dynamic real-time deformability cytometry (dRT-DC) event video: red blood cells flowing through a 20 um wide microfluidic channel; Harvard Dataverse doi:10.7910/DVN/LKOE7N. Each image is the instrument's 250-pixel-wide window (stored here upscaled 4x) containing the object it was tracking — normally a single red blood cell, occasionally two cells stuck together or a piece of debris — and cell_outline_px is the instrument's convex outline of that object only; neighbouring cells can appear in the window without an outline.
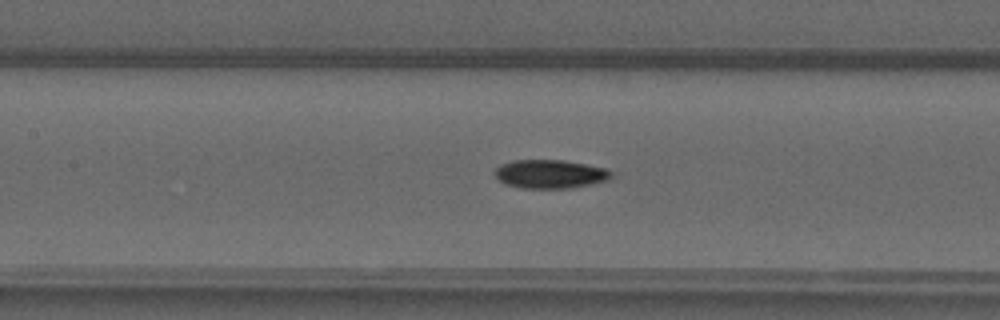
{"species": "common noctule bat (a hibernating species)", "species_latin": "Nyctalus noctula", "temperature_condition": "warm", "stored_images_in_passage": 49, "camera_frame_rate_fps": 3000, "um_per_image_px": 0.085, "animal": {"sex": "male", "forearm_length_mm": 52.5}, "frame": {"image": 1, "passage_image": 23, "time_ms": 7.333, "image_size_px": [1000, 320], "cell_outline_px": [[616, 172], [608, 180], [592, 184], [572, 188], [520, 188], [504, 184], [496, 176], [496, 168], [500, 164], [512, 160], [564, 160], [604, 168]], "centroid_in_image_um": [46.78, 14.79], "position_along_channel_um": 160.6, "area_um2": 19.54}}
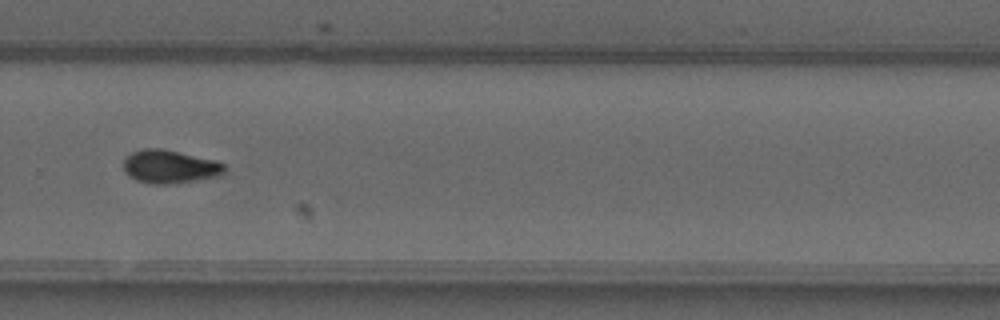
{"frame": {"image": 2, "passage_image": 34, "time_ms": 11.0, "image_size_px": [1000, 320], "cell_outline_px": [[228, 168], [220, 176], [196, 180], [168, 184], [152, 184], [136, 180], [124, 168], [124, 156], [132, 152], [144, 148], [160, 148], [216, 160], [224, 164]], "centroid_in_image_um": [14.47, 14.16], "position_along_channel_um": 315.3, "area_um2": 19.54}}
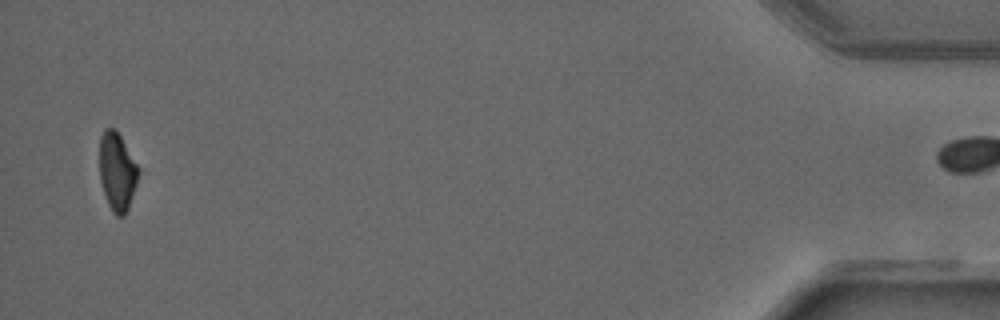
{"frame": {"image": 3, "passage_image": 48, "time_ms": 15.667, "image_size_px": [1000, 320], "cell_outline_px": [[140, 172], [128, 208], [124, 216], [116, 216], [112, 212], [108, 204], [100, 180], [100, 136], [104, 128], [116, 128], [140, 168]], "centroid_in_image_um": [9.97, 14.56], "position_along_channel_um": 425.2, "area_um2": 17.8}}